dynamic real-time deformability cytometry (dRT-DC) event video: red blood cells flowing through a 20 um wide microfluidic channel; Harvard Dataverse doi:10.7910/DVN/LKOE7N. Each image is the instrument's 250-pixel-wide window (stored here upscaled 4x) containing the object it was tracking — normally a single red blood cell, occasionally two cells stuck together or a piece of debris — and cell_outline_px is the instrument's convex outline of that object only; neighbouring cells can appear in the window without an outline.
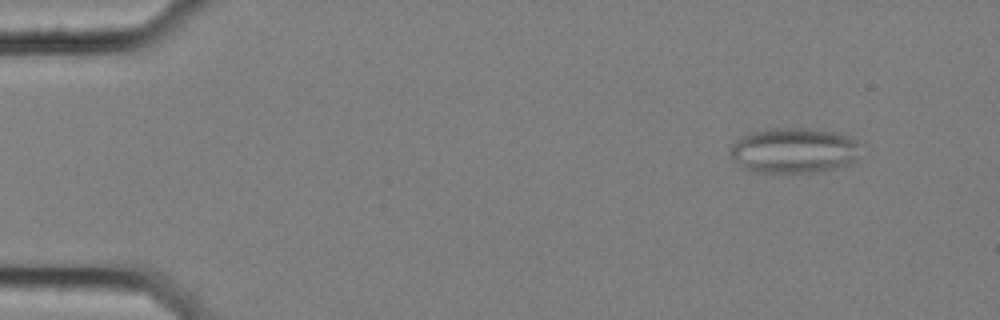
{"species": "common noctule bat (a hibernating species)", "species_latin": "Nyctalus noctula", "temperature_condition": "cold", "stored_images_in_passage": 56, "camera_frame_rate_fps": 3000, "um_per_image_px": 0.085, "animal": {"sex": "female", "body_mass_g": 25.1}, "frame": {"image": 1, "passage_image": 5, "time_ms": 1.333, "image_size_px": [1000, 320], "cell_outline_px": [[856, 160], [844, 168], [816, 172], [752, 172], [740, 168], [728, 152], [732, 144], [736, 140], [752, 132], [772, 128], [808, 128], [832, 132], [852, 136], [856, 140]], "centroid_in_image_um": [67.45, 12.81], "position_along_channel_um": 17.5, "area_um2": 34.68}}
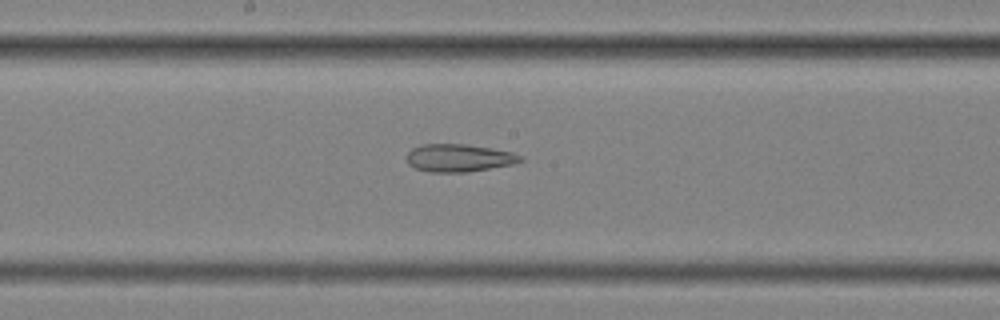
{"frame": {"image": 2, "passage_image": 30, "time_ms": 9.667, "image_size_px": [1000, 320], "cell_outline_px": [[524, 160], [516, 164], [468, 172], [432, 172], [416, 168], [408, 164], [404, 156], [412, 148], [420, 144], [464, 144], [492, 148], [512, 152], [520, 156]], "centroid_in_image_um": [38.99, 13.42], "position_along_channel_um": 209.2, "area_um2": 18.55}}
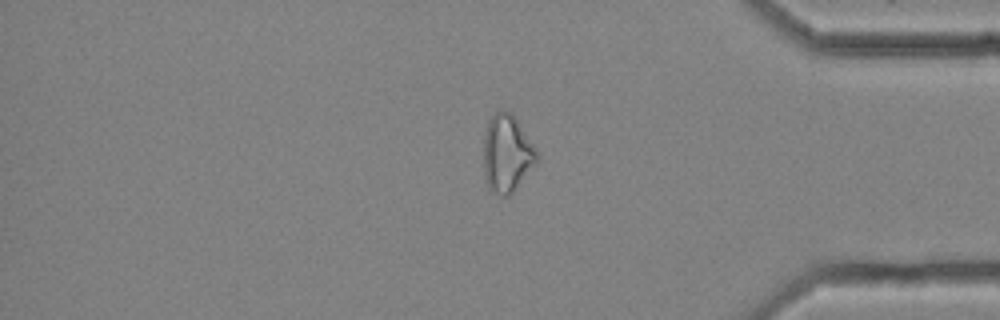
{"frame": {"image": 3, "passage_image": 47, "time_ms": 15.333, "image_size_px": [1000, 320], "cell_outline_px": [[540, 160], [516, 188], [508, 196], [500, 196], [492, 192], [488, 188], [484, 176], [484, 136], [488, 120], [500, 108], [512, 112], [540, 152]], "centroid_in_image_um": [43.12, 13.03], "position_along_channel_um": 392.1, "area_um2": 24.74}, "authors_computed_cell_mechanics": {"area_um2": 25.0563, "velocity_mm_per_s": 3.5778, "shape_relaxation_time_tau1_ms": null, "shape_relaxation_time_tau2_ms": 3.8507, "deformation_change_tau1": null, "deformation_change_tau2": 0.1292}}